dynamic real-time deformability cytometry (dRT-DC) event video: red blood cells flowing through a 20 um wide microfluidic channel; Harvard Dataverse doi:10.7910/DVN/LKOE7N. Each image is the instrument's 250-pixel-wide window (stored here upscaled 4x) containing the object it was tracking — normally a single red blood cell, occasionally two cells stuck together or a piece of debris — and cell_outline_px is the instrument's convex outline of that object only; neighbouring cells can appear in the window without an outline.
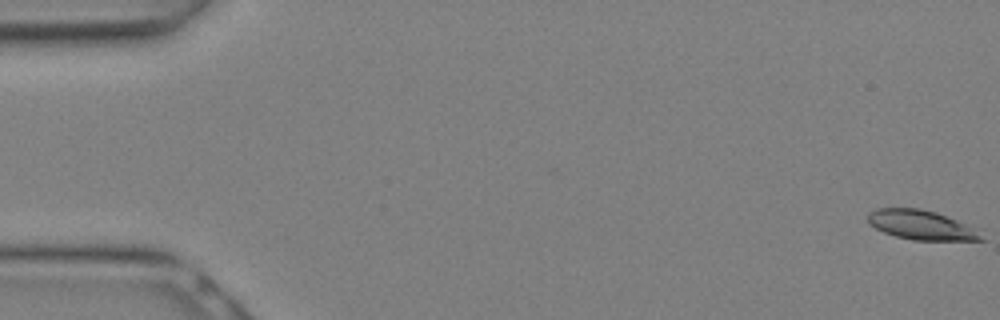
{"species": "Egyptian fruit bat (a non-hibernating species)", "species_latin": "Rousettus aegyptiacus", "temperature_condition": "warm", "stored_images_in_passage": 19, "camera_frame_rate_fps": 3000, "um_per_image_px": 0.085, "animal": {"sex": "female"}, "frame": {"image": 1, "passage_image": 1, "time_ms": 0.0, "image_size_px": [1000, 320], "cell_outline_px": [[976, 240], [924, 240], [900, 236], [888, 232], [872, 224], [888, 208], [908, 208], [928, 212], [940, 216], [948, 220], [972, 236]], "centroid_in_image_um": [78.18, 19.16], "position_along_channel_um": 6.8, "area_um2": 15.14}}
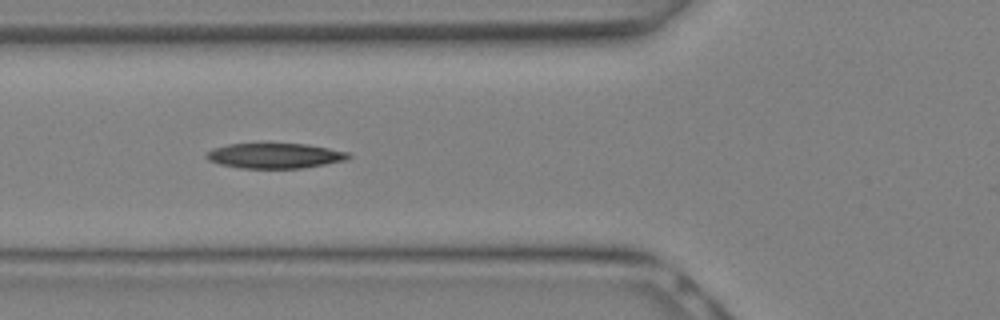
{"frame": {"image": 2, "passage_image": 11, "time_ms": 3.333, "image_size_px": [1000, 320], "cell_outline_px": [[344, 156], [332, 160], [316, 164], [288, 168], [256, 168], [232, 164], [216, 160], [212, 156], [212, 152], [236, 144], [296, 144], [320, 148], [336, 152]], "centroid_in_image_um": [23.29, 13.22], "position_along_channel_um": 102.5, "area_um2": 17.28}}
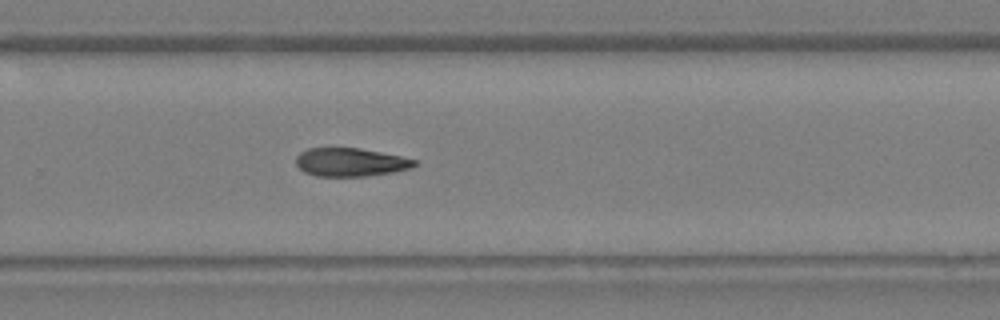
{"frame": {"image": 3, "passage_image": 19, "time_ms": 6.0, "image_size_px": [1000, 320], "cell_outline_px": [[412, 164], [400, 168], [380, 172], [340, 176], [336, 176], [312, 172], [304, 168], [300, 164], [300, 156], [304, 152], [316, 148], [352, 148], [396, 156], [412, 160]], "centroid_in_image_um": [29.72, 13.74], "position_along_channel_um": 300.1, "area_um2": 16.59}}